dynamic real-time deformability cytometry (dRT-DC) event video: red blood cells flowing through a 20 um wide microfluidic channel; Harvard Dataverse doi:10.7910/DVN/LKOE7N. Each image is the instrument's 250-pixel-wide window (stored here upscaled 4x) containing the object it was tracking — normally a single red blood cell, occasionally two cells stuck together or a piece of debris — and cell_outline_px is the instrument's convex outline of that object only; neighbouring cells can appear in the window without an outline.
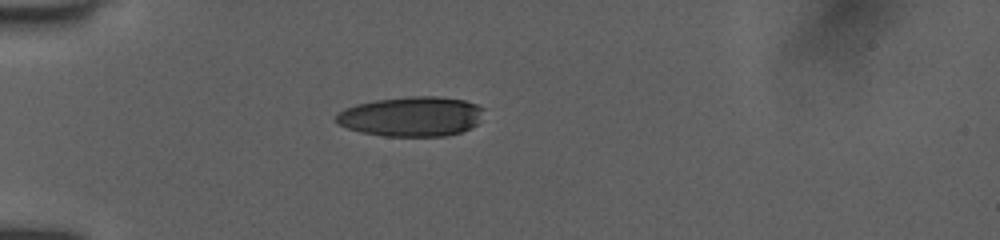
{"species": "human", "species_latin": "Homo sapiens", "temperature_condition": "room temperature", "stored_images_in_passage": 37, "camera_frame_rate_fps": 3000, "um_per_image_px": 0.085, "donor": {"sex": "female"}, "frame": {"image": 1, "passage_image": 1, "time_ms": 0.0, "image_size_px": [1000, 240], "cell_outline_px": [[484, 108], [480, 120], [476, 124], [460, 132], [444, 136], [384, 136], [360, 132], [336, 124], [336, 116], [344, 108], [356, 104], [376, 100], [412, 96], [436, 96], [464, 100], [476, 104]], "centroid_in_image_um": [34.96, 9.9], "position_along_channel_um": 50.0, "area_um2": 34.16}}
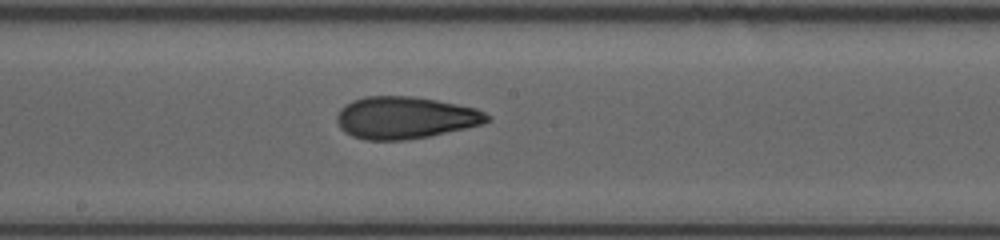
{"frame": {"image": 2, "passage_image": 15, "time_ms": 4.667, "image_size_px": [1000, 240], "cell_outline_px": [[492, 120], [480, 124], [464, 128], [428, 136], [404, 140], [364, 140], [352, 136], [344, 132], [340, 128], [336, 120], [336, 116], [340, 108], [344, 104], [352, 100], [364, 96], [412, 96], [436, 100], [476, 108], [492, 116]], "centroid_in_image_um": [34.4, 10.0], "position_along_channel_um": 213.8, "area_um2": 36.93}}
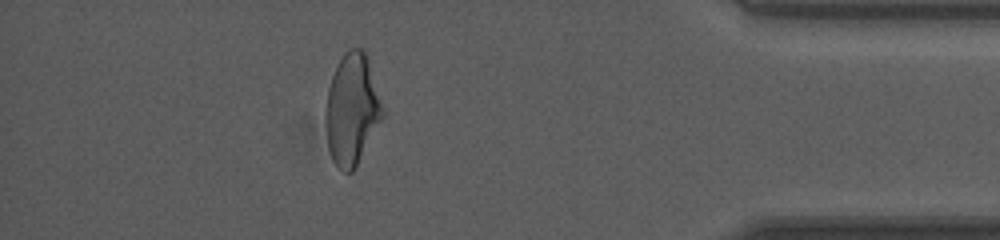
{"frame": {"image": 3, "passage_image": 32, "time_ms": 10.333, "image_size_px": [1000, 240], "cell_outline_px": [[384, 116], [356, 168], [352, 172], [344, 172], [332, 160], [328, 148], [324, 116], [324, 112], [328, 88], [332, 76], [344, 52], [348, 48], [364, 48], [368, 56], [384, 108]], "centroid_in_image_um": [29.93, 9.29], "position_along_channel_um": 405.3, "area_um2": 37.45}, "authors_computed_cell_mechanics": {"area_um2": 36.9342, "velocity_mm_per_s": 4.0145, "shape_relaxation_time_tau1_ms": 8.3405, "shape_relaxation_time_tau2_ms": 2.1574, "deformation_change_tau1": 0.2319, "deformation_change_tau2": 0.0856}}